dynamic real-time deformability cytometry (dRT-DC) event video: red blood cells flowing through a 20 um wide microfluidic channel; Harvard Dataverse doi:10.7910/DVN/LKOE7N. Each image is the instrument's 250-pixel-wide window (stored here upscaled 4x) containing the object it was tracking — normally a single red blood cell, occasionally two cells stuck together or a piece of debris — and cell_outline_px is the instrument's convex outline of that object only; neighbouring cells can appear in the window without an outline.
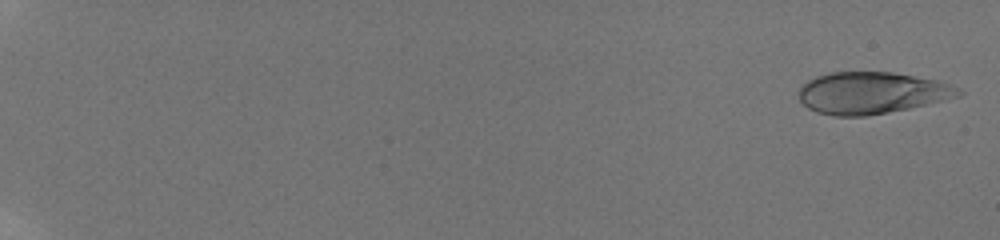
{"species": "human", "species_latin": "Homo sapiens", "temperature_condition": "room temperature", "stored_images_in_passage": 58, "camera_frame_rate_fps": 3000, "um_per_image_px": 0.085, "donor": {"sex": "male"}, "frame": {"image": 1, "passage_image": 2, "time_ms": 0.333, "image_size_px": [1000, 240], "cell_outline_px": [[964, 92], [960, 96], [908, 108], [868, 116], [832, 116], [816, 112], [808, 108], [800, 100], [800, 88], [808, 80], [816, 76], [832, 72], [892, 72], [936, 80], [948, 84]], "centroid_in_image_um": [74.06, 7.9], "position_along_channel_um": 10.9, "area_um2": 38.55}}
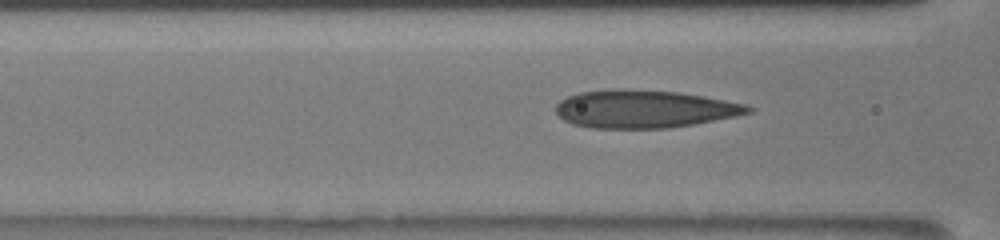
{"frame": {"image": 2, "passage_image": 28, "time_ms": 9.0, "image_size_px": [1000, 240], "cell_outline_px": [[756, 108], [752, 112], [736, 116], [692, 124], [668, 128], [588, 128], [572, 124], [556, 116], [556, 104], [560, 100], [568, 96], [580, 92], [680, 92], [704, 96], [748, 104]], "centroid_in_image_um": [54.81, 9.31], "position_along_channel_um": 111.8, "area_um2": 41.33}}
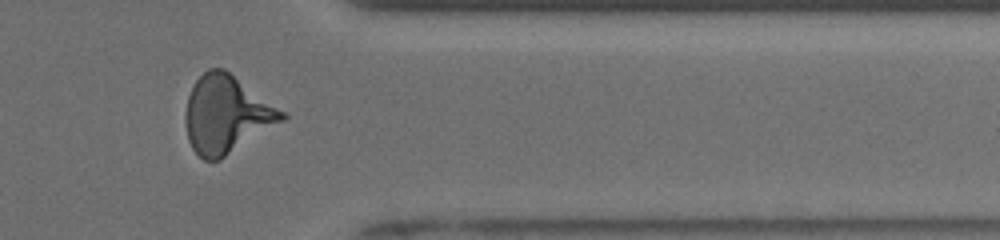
{"frame": {"image": 3, "passage_image": 50, "time_ms": 16.333, "image_size_px": [1000, 240], "cell_outline_px": [[288, 116], [284, 120], [220, 160], [204, 160], [192, 148], [188, 140], [184, 120], [184, 116], [188, 96], [196, 80], [208, 68], [224, 68], [284, 112]], "centroid_in_image_um": [19.21, 9.74], "position_along_channel_um": 392.2, "area_um2": 43.18}, "authors_computed_cell_mechanics": {"area_um2": 40.1421, "velocity_mm_per_s": 3.8788, "shape_relaxation_time_tau1_ms": 3.865, "shape_relaxation_time_tau2_ms": 0.9379, "deformation_change_tau1": 0.1705, "deformation_change_tau2": 0.0879}}